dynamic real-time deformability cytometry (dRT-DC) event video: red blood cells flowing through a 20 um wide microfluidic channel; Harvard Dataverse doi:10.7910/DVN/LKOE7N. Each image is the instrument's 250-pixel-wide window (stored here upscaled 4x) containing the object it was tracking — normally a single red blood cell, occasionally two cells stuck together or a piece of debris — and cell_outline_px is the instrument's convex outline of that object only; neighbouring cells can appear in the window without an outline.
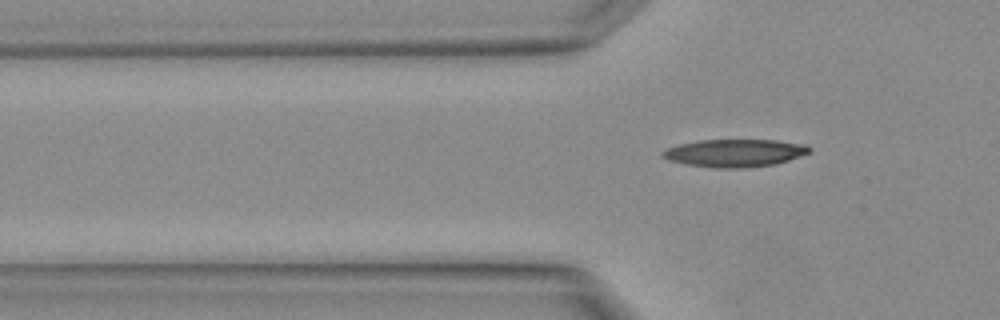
{"species": "Egyptian fruit bat (a non-hibernating species)", "species_latin": "Rousettus aegyptiacus", "temperature_condition": "warm", "stored_images_in_passage": 5, "camera_frame_rate_fps": 3000, "um_per_image_px": 0.085, "animal": {"sex": "female"}, "frame": {"image": 1, "passage_image": 5, "time_ms": 1.333, "image_size_px": [1000, 320], "cell_outline_px": [[812, 152], [776, 164], [740, 168], [716, 168], [684, 164], [668, 160], [660, 156], [660, 152], [668, 148], [680, 144], [700, 140], [776, 140], [808, 144], [812, 148]], "centroid_in_image_um": [62.47, 13.0], "position_along_channel_um": 63.3, "area_um2": 23.87}}